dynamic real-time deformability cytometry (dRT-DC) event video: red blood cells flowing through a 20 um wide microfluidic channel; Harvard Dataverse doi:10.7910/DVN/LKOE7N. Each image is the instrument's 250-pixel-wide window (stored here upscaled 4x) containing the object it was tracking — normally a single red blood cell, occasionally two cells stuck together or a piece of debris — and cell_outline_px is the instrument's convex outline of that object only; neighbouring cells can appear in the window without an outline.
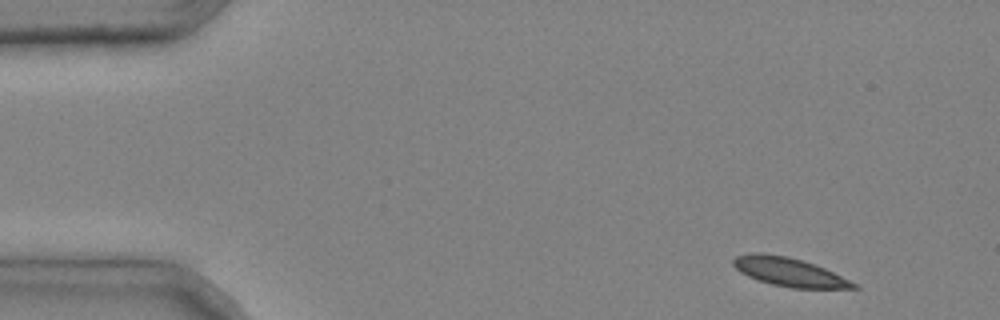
{"species": "common noctule bat (a hibernating species)", "species_latin": "Nyctalus noctula", "temperature_condition": "cold", "stored_images_in_passage": 6, "camera_frame_rate_fps": 3000, "um_per_image_px": 0.085, "animal": {"sex": "male", "body_mass_g": 20.4}, "frame": {"image": 1, "passage_image": 1, "time_ms": 0.0, "image_size_px": [1000, 320], "cell_outline_px": [[860, 288], [792, 288], [772, 284], [748, 276], [740, 272], [732, 264], [732, 260], [736, 256], [752, 252], [764, 252], [788, 256], [824, 268], [856, 284]], "centroid_in_image_um": [67.01, 23.1], "position_along_channel_um": 18.0, "area_um2": 19.77}}
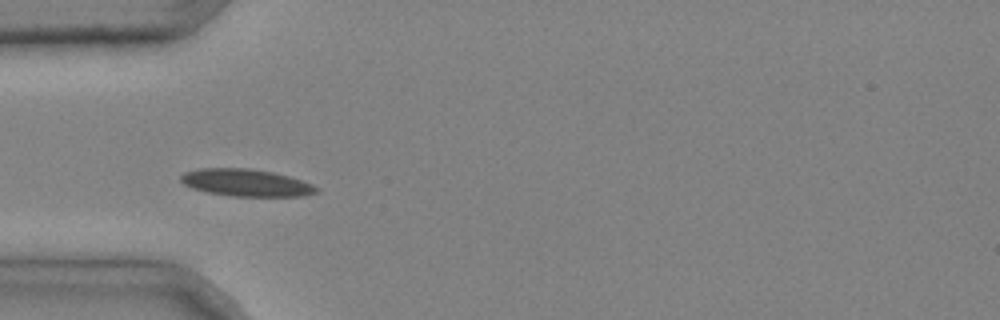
{"frame": {"image": 2, "passage_image": 4, "time_ms": 1.0, "image_size_px": [1000, 320], "cell_outline_px": [[320, 188], [316, 192], [300, 196], [232, 196], [208, 192], [192, 188], [184, 184], [180, 180], [180, 176], [184, 172], [200, 168], [248, 168], [272, 172], [288, 176], [312, 184]], "centroid_in_image_um": [20.89, 15.52], "position_along_channel_um": 64.1, "area_um2": 21.33}}